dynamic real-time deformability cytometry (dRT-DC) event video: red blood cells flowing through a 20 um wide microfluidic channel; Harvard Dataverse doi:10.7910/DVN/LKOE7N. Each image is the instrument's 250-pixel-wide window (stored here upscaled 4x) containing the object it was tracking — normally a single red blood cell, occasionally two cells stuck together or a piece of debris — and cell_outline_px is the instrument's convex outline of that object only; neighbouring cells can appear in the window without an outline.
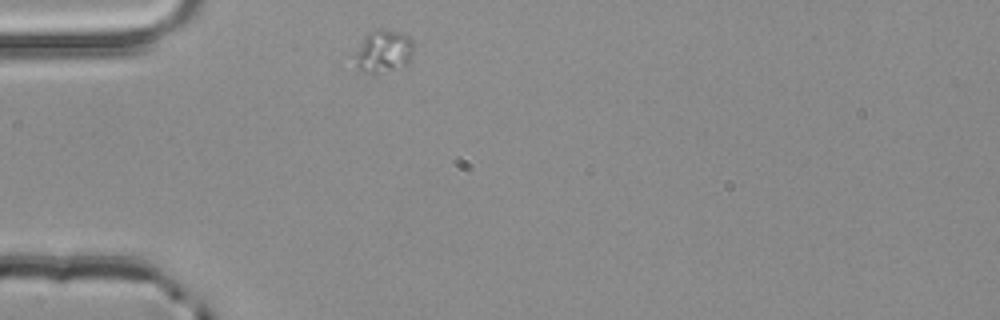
{"species": "common noctule bat (a hibernating species)", "species_latin": "Nyctalus noctula", "temperature_condition": "room temperature", "stored_images_in_passage": 1, "camera_frame_rate_fps": 3000, "um_per_image_px": 0.085, "animal": {"sex": "male", "body_mass_g": 20.4}, "frame": {"image": 1, "passage_image": 1, "time_ms": 0.0, "image_size_px": [1000, 320], "cell_outline_px": [[412, 56], [408, 64], [372, 76], [360, 72], [356, 68], [356, 52], [364, 36], [368, 32], [400, 32], [408, 36], [412, 40]], "centroid_in_image_um": [32.57, 4.45], "position_along_channel_um": 52.4, "area_um2": 14.39}}